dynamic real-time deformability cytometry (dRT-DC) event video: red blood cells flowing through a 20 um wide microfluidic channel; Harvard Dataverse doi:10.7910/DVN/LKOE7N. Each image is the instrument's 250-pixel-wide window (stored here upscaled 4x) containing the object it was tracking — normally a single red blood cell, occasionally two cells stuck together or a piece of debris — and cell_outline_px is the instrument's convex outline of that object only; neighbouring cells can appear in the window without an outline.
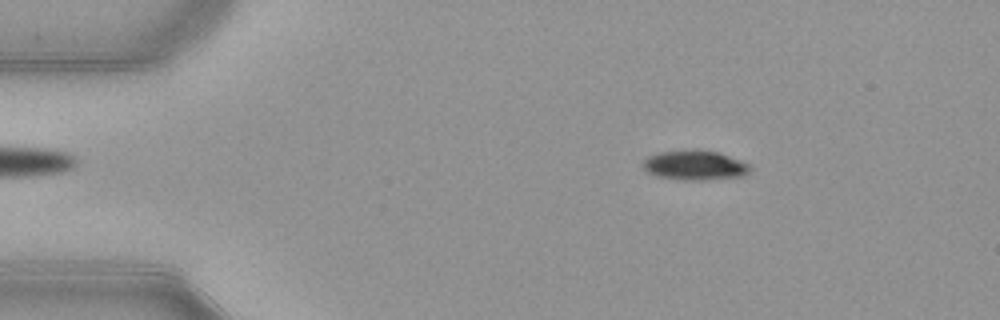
{"species": "common noctule bat (a hibernating species)", "species_latin": "Nyctalus noctula", "temperature_condition": "warm", "stored_images_in_passage": 52, "camera_frame_rate_fps": 3000, "um_per_image_px": 0.085, "animal": {"sex": "female", "body_mass_g": 21.9}, "frame": {"image": 1, "passage_image": 8, "time_ms": 2.333, "image_size_px": [1000, 320], "cell_outline_px": [[752, 168], [744, 176], [700, 180], [684, 180], [656, 176], [648, 172], [640, 164], [648, 156], [660, 152], [692, 148], [720, 152], [740, 160], [748, 164]], "centroid_in_image_um": [59.05, 14.02], "position_along_channel_um": 26.0, "area_um2": 18.79}}
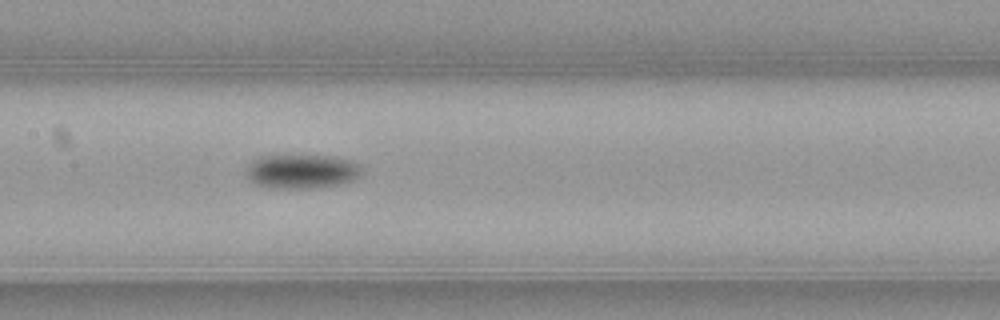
{"frame": {"image": 2, "passage_image": 25, "time_ms": 8.0, "image_size_px": [1000, 320], "cell_outline_px": [[364, 172], [356, 180], [340, 184], [316, 188], [268, 188], [256, 184], [248, 180], [244, 172], [244, 168], [252, 160], [260, 156], [332, 156], [352, 160], [364, 164]], "centroid_in_image_um": [25.69, 14.57], "position_along_channel_um": 181.7, "area_um2": 23.76}}
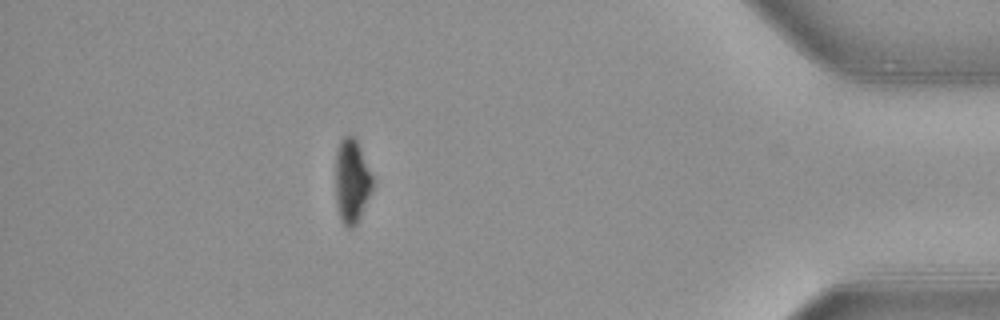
{"frame": {"image": 3, "passage_image": 46, "time_ms": 15.0, "image_size_px": [1000, 320], "cell_outline_px": [[372, 188], [360, 216], [356, 224], [352, 228], [348, 228], [340, 220], [336, 204], [336, 152], [340, 140], [348, 132], [356, 140], [360, 148], [372, 176]], "centroid_in_image_um": [29.87, 15.38], "position_along_channel_um": 405.3, "area_um2": 17.92}, "authors_computed_cell_mechanics": {"area_um2": 20.1144, "velocity_mm_per_s": 3.9176, "shape_relaxation_time_tau1_ms": 1.9582, "shape_relaxation_time_tau2_ms": null, "deformation_change_tau1": 0.1168, "deformation_change_tau2": null}}